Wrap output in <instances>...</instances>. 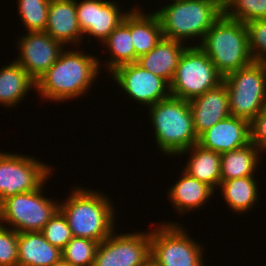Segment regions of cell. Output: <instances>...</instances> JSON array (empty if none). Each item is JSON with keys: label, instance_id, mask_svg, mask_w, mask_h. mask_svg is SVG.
<instances>
[{"label": "cell", "instance_id": "23", "mask_svg": "<svg viewBox=\"0 0 266 266\" xmlns=\"http://www.w3.org/2000/svg\"><path fill=\"white\" fill-rule=\"evenodd\" d=\"M33 87L36 82L17 62L0 68V104L4 107H16Z\"/></svg>", "mask_w": 266, "mask_h": 266}, {"label": "cell", "instance_id": "25", "mask_svg": "<svg viewBox=\"0 0 266 266\" xmlns=\"http://www.w3.org/2000/svg\"><path fill=\"white\" fill-rule=\"evenodd\" d=\"M110 51L111 58L106 62L107 71L112 72L115 68L135 63V49L131 37V11L123 21L102 42Z\"/></svg>", "mask_w": 266, "mask_h": 266}, {"label": "cell", "instance_id": "31", "mask_svg": "<svg viewBox=\"0 0 266 266\" xmlns=\"http://www.w3.org/2000/svg\"><path fill=\"white\" fill-rule=\"evenodd\" d=\"M246 27L253 61L266 64V19L248 22Z\"/></svg>", "mask_w": 266, "mask_h": 266}, {"label": "cell", "instance_id": "36", "mask_svg": "<svg viewBox=\"0 0 266 266\" xmlns=\"http://www.w3.org/2000/svg\"><path fill=\"white\" fill-rule=\"evenodd\" d=\"M2 225V222H1V209H0V226Z\"/></svg>", "mask_w": 266, "mask_h": 266}, {"label": "cell", "instance_id": "21", "mask_svg": "<svg viewBox=\"0 0 266 266\" xmlns=\"http://www.w3.org/2000/svg\"><path fill=\"white\" fill-rule=\"evenodd\" d=\"M191 154L184 171L190 176L211 186L214 190L221 181V154L195 144L180 154Z\"/></svg>", "mask_w": 266, "mask_h": 266}, {"label": "cell", "instance_id": "3", "mask_svg": "<svg viewBox=\"0 0 266 266\" xmlns=\"http://www.w3.org/2000/svg\"><path fill=\"white\" fill-rule=\"evenodd\" d=\"M148 110L155 142L162 154L178 156L198 144L189 101L170 95L148 107Z\"/></svg>", "mask_w": 266, "mask_h": 266}, {"label": "cell", "instance_id": "17", "mask_svg": "<svg viewBox=\"0 0 266 266\" xmlns=\"http://www.w3.org/2000/svg\"><path fill=\"white\" fill-rule=\"evenodd\" d=\"M56 41L80 45L84 37L78 24L75 0H50L45 31Z\"/></svg>", "mask_w": 266, "mask_h": 266}, {"label": "cell", "instance_id": "32", "mask_svg": "<svg viewBox=\"0 0 266 266\" xmlns=\"http://www.w3.org/2000/svg\"><path fill=\"white\" fill-rule=\"evenodd\" d=\"M18 233L12 228L0 226V266H17Z\"/></svg>", "mask_w": 266, "mask_h": 266}, {"label": "cell", "instance_id": "19", "mask_svg": "<svg viewBox=\"0 0 266 266\" xmlns=\"http://www.w3.org/2000/svg\"><path fill=\"white\" fill-rule=\"evenodd\" d=\"M17 266H52L62 258V250L51 245L40 231L18 233Z\"/></svg>", "mask_w": 266, "mask_h": 266}, {"label": "cell", "instance_id": "20", "mask_svg": "<svg viewBox=\"0 0 266 266\" xmlns=\"http://www.w3.org/2000/svg\"><path fill=\"white\" fill-rule=\"evenodd\" d=\"M182 172L181 179L179 178V181L168 190L170 202L181 215L200 208L215 193L211 186L190 176L184 170Z\"/></svg>", "mask_w": 266, "mask_h": 266}, {"label": "cell", "instance_id": "7", "mask_svg": "<svg viewBox=\"0 0 266 266\" xmlns=\"http://www.w3.org/2000/svg\"><path fill=\"white\" fill-rule=\"evenodd\" d=\"M207 54L198 46L187 47L182 53L170 83L172 96L190 101L223 82Z\"/></svg>", "mask_w": 266, "mask_h": 266}, {"label": "cell", "instance_id": "2", "mask_svg": "<svg viewBox=\"0 0 266 266\" xmlns=\"http://www.w3.org/2000/svg\"><path fill=\"white\" fill-rule=\"evenodd\" d=\"M59 210L67 219L73 237L100 243L115 231L117 213L110 198L102 192L76 187L66 201L59 204Z\"/></svg>", "mask_w": 266, "mask_h": 266}, {"label": "cell", "instance_id": "34", "mask_svg": "<svg viewBox=\"0 0 266 266\" xmlns=\"http://www.w3.org/2000/svg\"><path fill=\"white\" fill-rule=\"evenodd\" d=\"M52 266H73V265L70 264L68 261L64 260L63 258H61L56 263H54Z\"/></svg>", "mask_w": 266, "mask_h": 266}, {"label": "cell", "instance_id": "8", "mask_svg": "<svg viewBox=\"0 0 266 266\" xmlns=\"http://www.w3.org/2000/svg\"><path fill=\"white\" fill-rule=\"evenodd\" d=\"M182 228L162 222L150 232V260L157 266H204L202 246Z\"/></svg>", "mask_w": 266, "mask_h": 266}, {"label": "cell", "instance_id": "15", "mask_svg": "<svg viewBox=\"0 0 266 266\" xmlns=\"http://www.w3.org/2000/svg\"><path fill=\"white\" fill-rule=\"evenodd\" d=\"M251 143L250 122L229 116L217 122L198 137V144L207 150L225 153Z\"/></svg>", "mask_w": 266, "mask_h": 266}, {"label": "cell", "instance_id": "28", "mask_svg": "<svg viewBox=\"0 0 266 266\" xmlns=\"http://www.w3.org/2000/svg\"><path fill=\"white\" fill-rule=\"evenodd\" d=\"M21 21L27 32L45 31L50 0H17Z\"/></svg>", "mask_w": 266, "mask_h": 266}, {"label": "cell", "instance_id": "35", "mask_svg": "<svg viewBox=\"0 0 266 266\" xmlns=\"http://www.w3.org/2000/svg\"><path fill=\"white\" fill-rule=\"evenodd\" d=\"M146 266H157L154 262H152L151 260L147 263Z\"/></svg>", "mask_w": 266, "mask_h": 266}, {"label": "cell", "instance_id": "11", "mask_svg": "<svg viewBox=\"0 0 266 266\" xmlns=\"http://www.w3.org/2000/svg\"><path fill=\"white\" fill-rule=\"evenodd\" d=\"M151 256L150 232H112L98 243L93 266H146Z\"/></svg>", "mask_w": 266, "mask_h": 266}, {"label": "cell", "instance_id": "16", "mask_svg": "<svg viewBox=\"0 0 266 266\" xmlns=\"http://www.w3.org/2000/svg\"><path fill=\"white\" fill-rule=\"evenodd\" d=\"M189 106L192 111L194 131L199 137L217 122L231 116L225 82L190 100Z\"/></svg>", "mask_w": 266, "mask_h": 266}, {"label": "cell", "instance_id": "29", "mask_svg": "<svg viewBox=\"0 0 266 266\" xmlns=\"http://www.w3.org/2000/svg\"><path fill=\"white\" fill-rule=\"evenodd\" d=\"M97 246L92 239L73 237L62 249V258L73 266H93Z\"/></svg>", "mask_w": 266, "mask_h": 266}, {"label": "cell", "instance_id": "4", "mask_svg": "<svg viewBox=\"0 0 266 266\" xmlns=\"http://www.w3.org/2000/svg\"><path fill=\"white\" fill-rule=\"evenodd\" d=\"M154 13L158 16L163 37L181 42L200 38L202 41L211 26L222 16L220 0H171Z\"/></svg>", "mask_w": 266, "mask_h": 266}, {"label": "cell", "instance_id": "14", "mask_svg": "<svg viewBox=\"0 0 266 266\" xmlns=\"http://www.w3.org/2000/svg\"><path fill=\"white\" fill-rule=\"evenodd\" d=\"M76 0V15L82 34L103 42L128 14L122 13L115 1ZM120 9V10H119Z\"/></svg>", "mask_w": 266, "mask_h": 266}, {"label": "cell", "instance_id": "6", "mask_svg": "<svg viewBox=\"0 0 266 266\" xmlns=\"http://www.w3.org/2000/svg\"><path fill=\"white\" fill-rule=\"evenodd\" d=\"M231 116L249 122L266 105V64L252 62L223 78Z\"/></svg>", "mask_w": 266, "mask_h": 266}, {"label": "cell", "instance_id": "10", "mask_svg": "<svg viewBox=\"0 0 266 266\" xmlns=\"http://www.w3.org/2000/svg\"><path fill=\"white\" fill-rule=\"evenodd\" d=\"M26 156L0 151V203L7 197L38 189L53 174L49 165Z\"/></svg>", "mask_w": 266, "mask_h": 266}, {"label": "cell", "instance_id": "9", "mask_svg": "<svg viewBox=\"0 0 266 266\" xmlns=\"http://www.w3.org/2000/svg\"><path fill=\"white\" fill-rule=\"evenodd\" d=\"M44 184L45 182L34 191L19 193L3 200L0 203L2 224L12 225L11 228L17 233L41 231L59 210L60 204L44 197Z\"/></svg>", "mask_w": 266, "mask_h": 266}, {"label": "cell", "instance_id": "1", "mask_svg": "<svg viewBox=\"0 0 266 266\" xmlns=\"http://www.w3.org/2000/svg\"><path fill=\"white\" fill-rule=\"evenodd\" d=\"M97 59L78 49L63 50L58 60L36 81L35 89L44 99L54 102L81 97L100 73Z\"/></svg>", "mask_w": 266, "mask_h": 266}, {"label": "cell", "instance_id": "33", "mask_svg": "<svg viewBox=\"0 0 266 266\" xmlns=\"http://www.w3.org/2000/svg\"><path fill=\"white\" fill-rule=\"evenodd\" d=\"M251 143H253L262 154L266 150V105L250 122Z\"/></svg>", "mask_w": 266, "mask_h": 266}, {"label": "cell", "instance_id": "30", "mask_svg": "<svg viewBox=\"0 0 266 266\" xmlns=\"http://www.w3.org/2000/svg\"><path fill=\"white\" fill-rule=\"evenodd\" d=\"M40 232L51 245L61 250L73 238L67 219L60 210L55 213Z\"/></svg>", "mask_w": 266, "mask_h": 266}, {"label": "cell", "instance_id": "13", "mask_svg": "<svg viewBox=\"0 0 266 266\" xmlns=\"http://www.w3.org/2000/svg\"><path fill=\"white\" fill-rule=\"evenodd\" d=\"M20 55L15 62L36 82L59 58L64 45L44 31L27 32L17 41Z\"/></svg>", "mask_w": 266, "mask_h": 266}, {"label": "cell", "instance_id": "18", "mask_svg": "<svg viewBox=\"0 0 266 266\" xmlns=\"http://www.w3.org/2000/svg\"><path fill=\"white\" fill-rule=\"evenodd\" d=\"M182 43L178 40L162 37L156 46L147 54L139 57L136 63L170 84L180 57L189 46Z\"/></svg>", "mask_w": 266, "mask_h": 266}, {"label": "cell", "instance_id": "12", "mask_svg": "<svg viewBox=\"0 0 266 266\" xmlns=\"http://www.w3.org/2000/svg\"><path fill=\"white\" fill-rule=\"evenodd\" d=\"M110 73L117 85L144 107H150L171 95L170 84L166 80L136 62L121 65Z\"/></svg>", "mask_w": 266, "mask_h": 266}, {"label": "cell", "instance_id": "26", "mask_svg": "<svg viewBox=\"0 0 266 266\" xmlns=\"http://www.w3.org/2000/svg\"><path fill=\"white\" fill-rule=\"evenodd\" d=\"M254 176L236 178L227 181H220L222 196L234 212H245L251 210L258 201V183Z\"/></svg>", "mask_w": 266, "mask_h": 266}, {"label": "cell", "instance_id": "22", "mask_svg": "<svg viewBox=\"0 0 266 266\" xmlns=\"http://www.w3.org/2000/svg\"><path fill=\"white\" fill-rule=\"evenodd\" d=\"M131 37L135 49V62L152 50L163 37L158 16L131 9Z\"/></svg>", "mask_w": 266, "mask_h": 266}, {"label": "cell", "instance_id": "27", "mask_svg": "<svg viewBox=\"0 0 266 266\" xmlns=\"http://www.w3.org/2000/svg\"><path fill=\"white\" fill-rule=\"evenodd\" d=\"M223 14L243 23L266 19V0H225Z\"/></svg>", "mask_w": 266, "mask_h": 266}, {"label": "cell", "instance_id": "24", "mask_svg": "<svg viewBox=\"0 0 266 266\" xmlns=\"http://www.w3.org/2000/svg\"><path fill=\"white\" fill-rule=\"evenodd\" d=\"M261 151L253 144L221 154V181L254 176ZM255 171V172H254Z\"/></svg>", "mask_w": 266, "mask_h": 266}, {"label": "cell", "instance_id": "5", "mask_svg": "<svg viewBox=\"0 0 266 266\" xmlns=\"http://www.w3.org/2000/svg\"><path fill=\"white\" fill-rule=\"evenodd\" d=\"M198 46L223 77L253 62L246 23L224 14L211 26Z\"/></svg>", "mask_w": 266, "mask_h": 266}]
</instances>
